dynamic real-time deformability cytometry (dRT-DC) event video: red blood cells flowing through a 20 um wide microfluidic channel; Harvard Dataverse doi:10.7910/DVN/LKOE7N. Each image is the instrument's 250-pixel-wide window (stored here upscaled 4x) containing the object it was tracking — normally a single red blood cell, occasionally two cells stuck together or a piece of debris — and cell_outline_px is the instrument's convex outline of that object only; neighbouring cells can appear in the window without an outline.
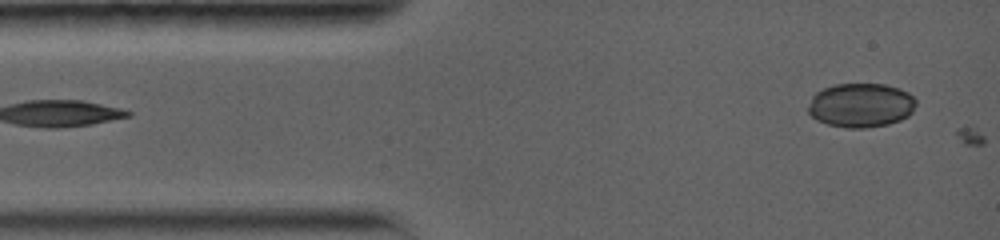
{"species": "common noctule bat (a hibernating species)", "species_latin": "Nyctalus noctula", "temperature_condition": "warm", "stored_images_in_passage": 3, "segment_of_instrument_passage": [2, 2], "camera_frame_rate_fps": 5000, "um_per_image_px": 0.085, "animal": {"sex": "female", "body_mass_g": 19.0, "forearm_length_mm": 56.7}, "frame": {"image": 1, "passage_image": 3, "time_ms": 2.2, "image_size_px": [1000, 240], "cell_outline_px": [[916, 104], [912, 112], [908, 116], [900, 120], [888, 124], [864, 128], [848, 128], [828, 124], [816, 120], [808, 112], [808, 108], [812, 96], [816, 92], [824, 88], [836, 84], [884, 84], [900, 88], [908, 92], [916, 100]], "centroid_in_image_um": [73.18, 8.94], "position_along_channel_um": 11.8, "area_um2": 27.8}}